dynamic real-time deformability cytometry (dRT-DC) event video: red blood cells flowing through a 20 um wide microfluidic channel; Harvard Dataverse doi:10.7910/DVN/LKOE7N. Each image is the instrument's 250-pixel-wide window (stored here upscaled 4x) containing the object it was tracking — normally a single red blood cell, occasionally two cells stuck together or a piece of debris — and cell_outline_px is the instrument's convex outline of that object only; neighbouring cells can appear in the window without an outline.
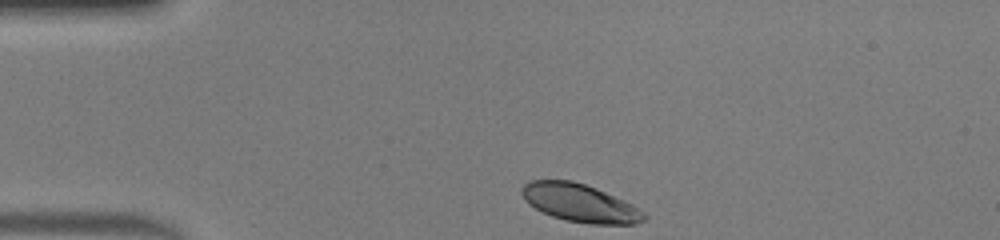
{"species": "human", "species_latin": "Homo sapiens", "temperature_condition": "warm", "stored_images_in_passage": 31, "camera_frame_rate_fps": 3000, "um_per_image_px": 0.085, "donor": {"sex": "male"}, "frame": {"image": 1, "passage_image": 1, "time_ms": 0.0, "image_size_px": [1000, 240], "cell_outline_px": [[648, 216], [644, 220], [636, 224], [592, 224], [564, 220], [552, 216], [528, 204], [524, 200], [520, 192], [520, 188], [524, 184], [532, 180], [572, 180], [596, 188], [624, 200], [632, 204], [644, 212]], "centroid_in_image_um": [49.28, 17.25], "position_along_channel_um": 35.7, "area_um2": 27.11}}
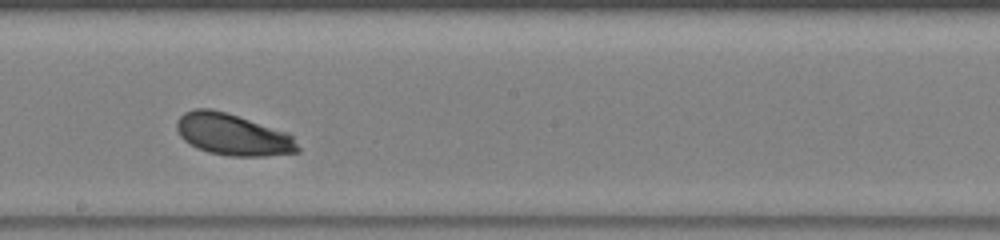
{"frame": {"image": 2, "passage_image": 18, "time_ms": 5.667, "image_size_px": [1000, 240], "cell_outline_px": [[300, 152], [264, 156], [228, 156], [208, 152], [196, 148], [184, 140], [180, 136], [176, 128], [176, 120], [184, 112], [196, 108], [212, 108], [288, 132], [292, 136], [300, 148]], "centroid_in_image_um": [19.77, 11.44], "position_along_channel_um": 228.4, "area_um2": 29.48}}
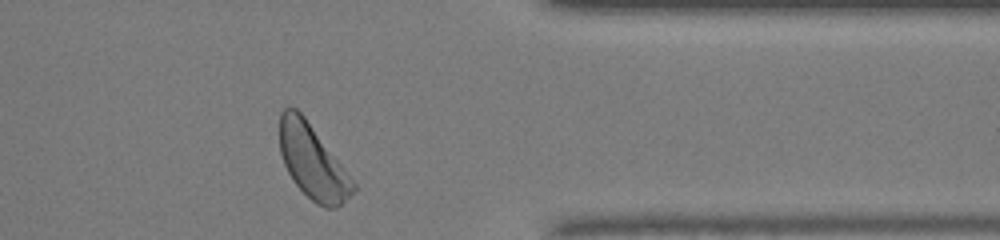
{"frame": {"image": 3, "passage_image": 30, "time_ms": 9.667, "image_size_px": [1000, 240], "cell_outline_px": [[356, 188], [336, 208], [324, 208], [316, 204], [292, 180], [284, 164], [280, 152], [280, 112], [284, 108], [296, 108], [304, 116], [356, 184]], "centroid_in_image_um": [26.54, 13.75], "position_along_channel_um": 384.9, "area_um2": 30.98}, "authors_computed_cell_mechanics": {"area_um2": 28.9, "velocity_mm_per_s": 4.2278, "shape_relaxation_time_tau1_ms": 1.4827, "shape_relaxation_time_tau2_ms": null, "deformation_change_tau1": 0.129, "deformation_change_tau2": null}}